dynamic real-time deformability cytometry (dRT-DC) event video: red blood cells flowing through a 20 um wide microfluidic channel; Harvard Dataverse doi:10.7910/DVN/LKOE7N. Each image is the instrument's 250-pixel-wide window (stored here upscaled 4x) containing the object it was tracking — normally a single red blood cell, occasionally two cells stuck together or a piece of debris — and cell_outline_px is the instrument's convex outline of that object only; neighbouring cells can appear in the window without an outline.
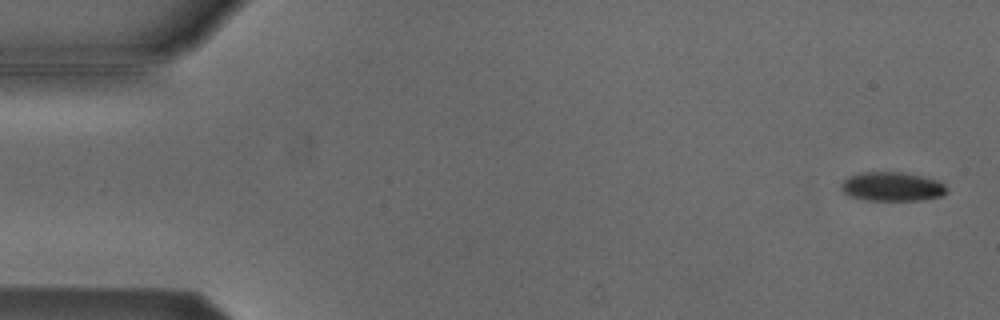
{"species": "Egyptian fruit bat (a non-hibernating species)", "species_latin": "Rousettus aegyptiacus", "temperature_condition": "cold", "stored_images_in_passage": 5, "camera_frame_rate_fps": 3000, "um_per_image_px": 0.085, "animal": {"sex": "male"}, "frame": {"image": 1, "passage_image": 1, "time_ms": 0.0, "image_size_px": [1000, 320], "cell_outline_px": [[948, 192], [940, 196], [924, 200], [864, 200], [848, 196], [840, 188], [840, 184], [848, 176], [864, 172], [900, 172], [920, 176], [936, 180], [944, 184], [948, 188]], "centroid_in_image_um": [75.81, 15.87], "position_along_channel_um": 9.2, "area_um2": 17.92}}
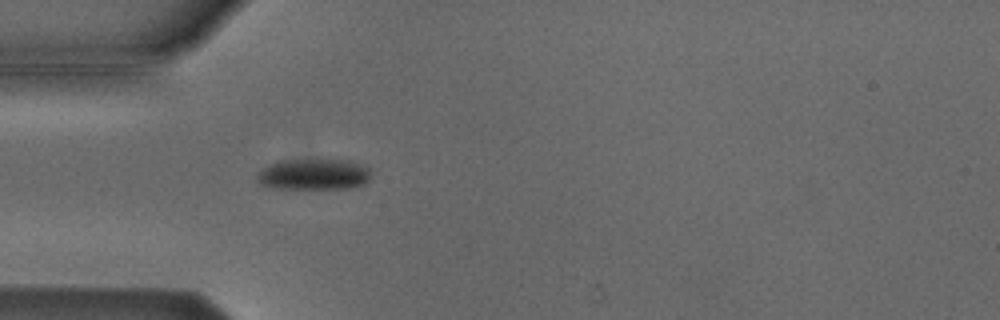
{"frame": {"image": 2, "passage_image": 5, "time_ms": 1.333, "image_size_px": [1000, 320], "cell_outline_px": [[368, 180], [364, 184], [348, 188], [276, 188], [260, 184], [256, 180], [256, 176], [264, 168], [280, 160], [348, 160], [368, 168]], "centroid_in_image_um": [26.64, 14.82], "position_along_channel_um": 58.4, "area_um2": 20.11}}